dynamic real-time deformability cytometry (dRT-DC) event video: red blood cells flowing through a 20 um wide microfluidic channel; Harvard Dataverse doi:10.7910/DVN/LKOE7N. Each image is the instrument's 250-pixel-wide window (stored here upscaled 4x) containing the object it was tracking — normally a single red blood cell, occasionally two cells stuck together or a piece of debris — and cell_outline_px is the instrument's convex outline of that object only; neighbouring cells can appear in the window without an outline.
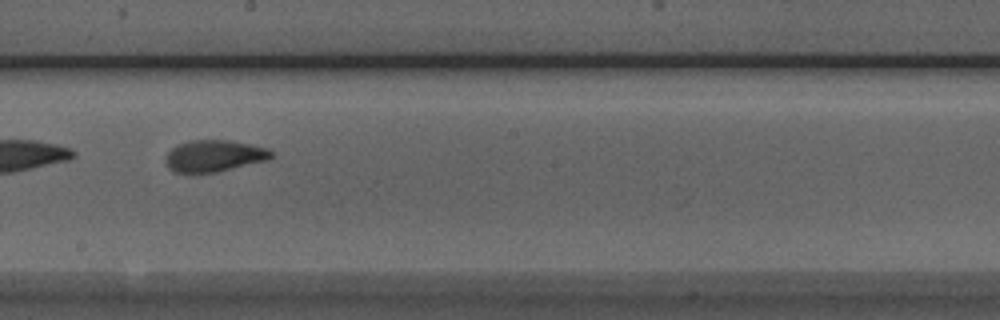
{"species": "Egyptian fruit bat (a non-hibernating species)", "species_latin": "Rousettus aegyptiacus", "temperature_condition": "room temperature", "stored_images_in_passage": 35, "camera_frame_rate_fps": 3000, "um_per_image_px": 0.085, "animal": {"sex": "male"}, "frame": {"image": 1, "passage_image": 13, "time_ms": 4.0, "image_size_px": [1000, 320], "cell_outline_px": [[272, 156], [268, 160], [216, 172], [176, 172], [168, 168], [164, 160], [168, 152], [172, 148], [188, 140], [228, 140], [268, 148], [272, 152]], "centroid_in_image_um": [18.19, 13.24], "position_along_channel_um": 230.0, "area_um2": 19.31}}